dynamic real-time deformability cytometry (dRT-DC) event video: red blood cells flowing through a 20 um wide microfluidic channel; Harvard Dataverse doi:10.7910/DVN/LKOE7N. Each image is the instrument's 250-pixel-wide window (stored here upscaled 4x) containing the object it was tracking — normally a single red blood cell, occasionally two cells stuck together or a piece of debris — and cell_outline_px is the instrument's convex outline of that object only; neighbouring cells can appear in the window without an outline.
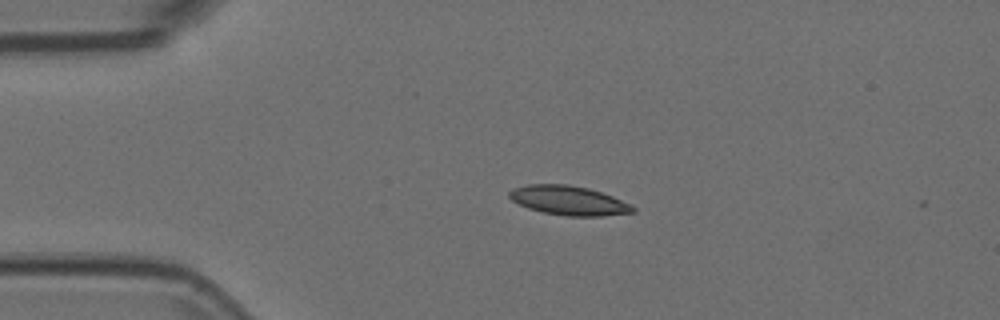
{"species": "Egyptian fruit bat (a non-hibernating species)", "species_latin": "Rousettus aegyptiacus", "temperature_condition": "room temperature", "stored_images_in_passage": 2, "camera_frame_rate_fps": 3000, "um_per_image_px": 0.085, "animal": {"sex": "female"}, "frame": {"image": 1, "passage_image": 1, "time_ms": 0.0, "image_size_px": [1000, 320], "cell_outline_px": [[636, 212], [604, 216], [564, 216], [544, 212], [528, 208], [512, 200], [508, 196], [508, 192], [512, 188], [528, 184], [568, 184], [588, 188], [612, 196], [632, 204], [636, 208]], "centroid_in_image_um": [48.36, 17.04], "position_along_channel_um": 36.6, "area_um2": 21.21}}